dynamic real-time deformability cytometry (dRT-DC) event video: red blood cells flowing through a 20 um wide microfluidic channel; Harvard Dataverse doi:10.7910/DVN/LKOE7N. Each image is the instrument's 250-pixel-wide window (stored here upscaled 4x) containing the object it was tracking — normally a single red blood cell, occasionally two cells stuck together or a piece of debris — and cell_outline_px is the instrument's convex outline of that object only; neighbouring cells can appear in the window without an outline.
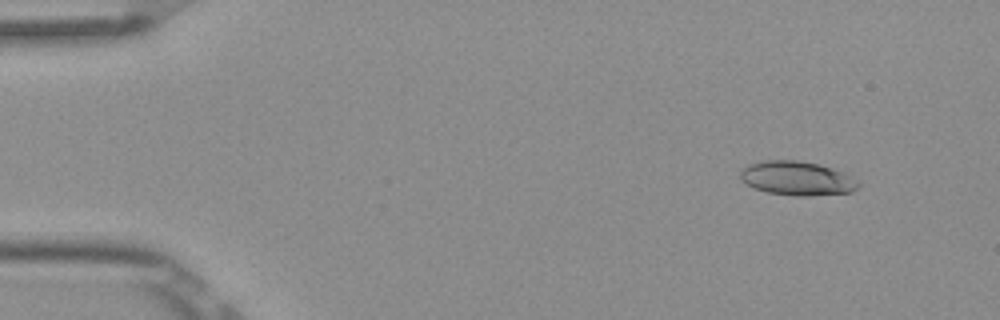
{"species": "Egyptian fruit bat (a non-hibernating species)", "species_latin": "Rousettus aegyptiacus", "temperature_condition": "room temperature", "stored_images_in_passage": 5, "camera_frame_rate_fps": 3000, "um_per_image_px": 0.085, "frame": {"image": 1, "passage_image": 1, "time_ms": 0.0, "image_size_px": [1000, 320], "cell_outline_px": [[860, 188], [852, 192], [812, 196], [796, 196], [768, 192], [752, 188], [744, 184], [740, 180], [740, 172], [748, 164], [764, 160], [796, 160], [820, 164], [844, 172], [856, 180], [860, 184]], "centroid_in_image_um": [67.74, 15.16], "position_along_channel_um": 17.3, "area_um2": 23.76}}
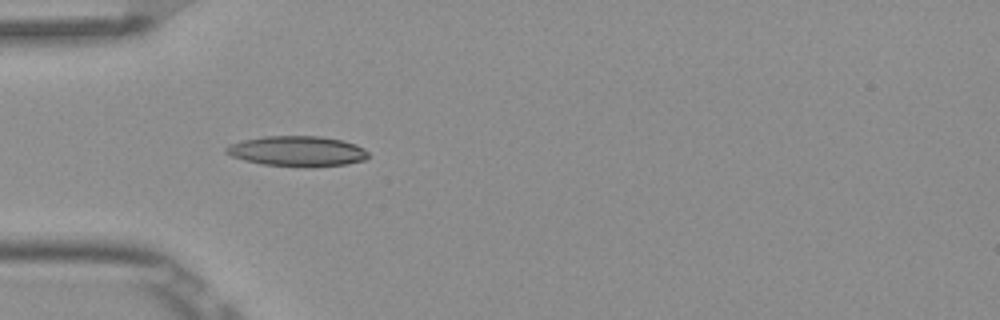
{"frame": {"image": 2, "passage_image": 4, "time_ms": 1.0, "image_size_px": [1000, 320], "cell_outline_px": [[368, 156], [364, 160], [344, 164], [312, 168], [304, 168], [264, 164], [244, 160], [232, 156], [224, 152], [224, 148], [228, 144], [244, 140], [264, 136], [320, 136], [340, 140], [356, 144], [364, 148], [368, 152]], "centroid_in_image_um": [25.25, 12.86], "position_along_channel_um": 59.7, "area_um2": 25.32}}
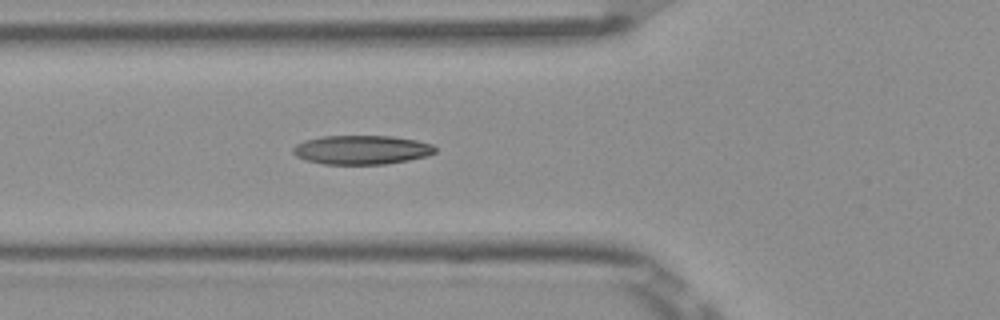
{"frame": {"image": 3, "passage_image": 5, "time_ms": 1.333, "image_size_px": [1000, 320], "cell_outline_px": [[436, 152], [428, 156], [408, 160], [384, 164], [324, 164], [304, 160], [296, 156], [292, 152], [292, 148], [296, 144], [304, 140], [320, 136], [392, 136], [416, 140], [432, 144], [436, 148]], "centroid_in_image_um": [30.71, 12.73], "position_along_channel_um": 95.1, "area_um2": 24.22}}